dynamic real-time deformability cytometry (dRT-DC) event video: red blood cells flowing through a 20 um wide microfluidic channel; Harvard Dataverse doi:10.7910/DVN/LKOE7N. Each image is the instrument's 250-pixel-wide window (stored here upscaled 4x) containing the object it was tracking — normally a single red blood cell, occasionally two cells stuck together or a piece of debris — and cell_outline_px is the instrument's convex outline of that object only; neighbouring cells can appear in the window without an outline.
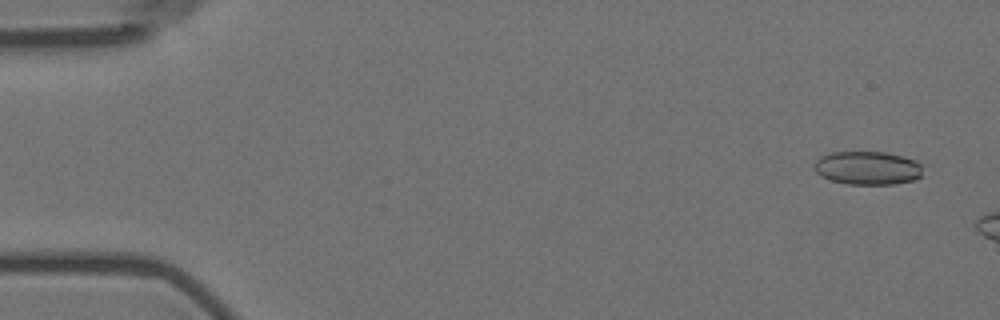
{"species": "Egyptian fruit bat (a non-hibernating species)", "species_latin": "Rousettus aegyptiacus", "temperature_condition": "room temperature", "stored_images_in_passage": 6, "camera_frame_rate_fps": 3000, "um_per_image_px": 0.085, "animal": {"sex": "female"}, "frame": {"image": 1, "passage_image": 1, "time_ms": 0.0, "image_size_px": [1000, 320], "cell_outline_px": [[924, 176], [912, 180], [892, 184], [848, 184], [832, 180], [816, 172], [816, 160], [820, 156], [832, 152], [884, 152], [904, 156], [916, 160], [920, 164]], "centroid_in_image_um": [73.8, 14.27], "position_along_channel_um": 11.2, "area_um2": 21.04}}